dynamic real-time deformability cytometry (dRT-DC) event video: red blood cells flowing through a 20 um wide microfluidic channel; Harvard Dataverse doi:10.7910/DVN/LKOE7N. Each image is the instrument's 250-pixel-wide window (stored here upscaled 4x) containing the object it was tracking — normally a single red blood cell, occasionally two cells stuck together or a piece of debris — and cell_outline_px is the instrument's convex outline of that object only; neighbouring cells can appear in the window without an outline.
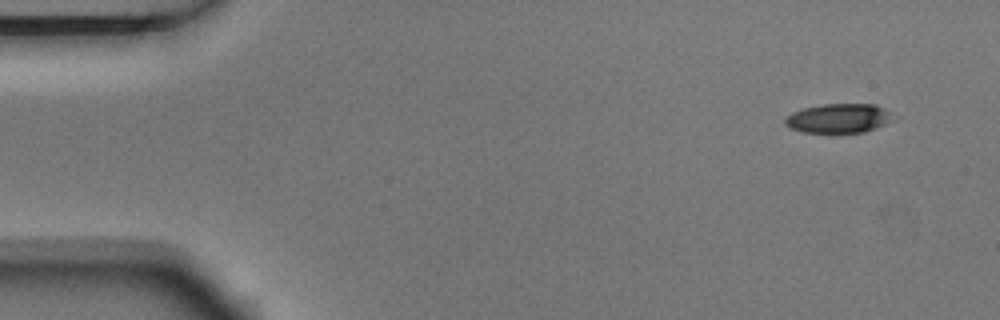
{"species": "Egyptian fruit bat (a non-hibernating species)", "species_latin": "Rousettus aegyptiacus", "temperature_condition": "room temperature", "stored_images_in_passage": 4, "camera_frame_rate_fps": 3000, "um_per_image_px": 0.085, "animal": {"sex": "male"}, "frame": {"image": 1, "passage_image": 1, "time_ms": 0.0, "image_size_px": [1000, 320], "cell_outline_px": [[900, 116], [876, 128], [864, 132], [804, 132], [788, 128], [784, 124], [784, 120], [792, 112], [804, 108], [824, 104], [876, 104]], "centroid_in_image_um": [71.34, 10.05], "position_along_channel_um": 13.7, "area_um2": 18.61}}